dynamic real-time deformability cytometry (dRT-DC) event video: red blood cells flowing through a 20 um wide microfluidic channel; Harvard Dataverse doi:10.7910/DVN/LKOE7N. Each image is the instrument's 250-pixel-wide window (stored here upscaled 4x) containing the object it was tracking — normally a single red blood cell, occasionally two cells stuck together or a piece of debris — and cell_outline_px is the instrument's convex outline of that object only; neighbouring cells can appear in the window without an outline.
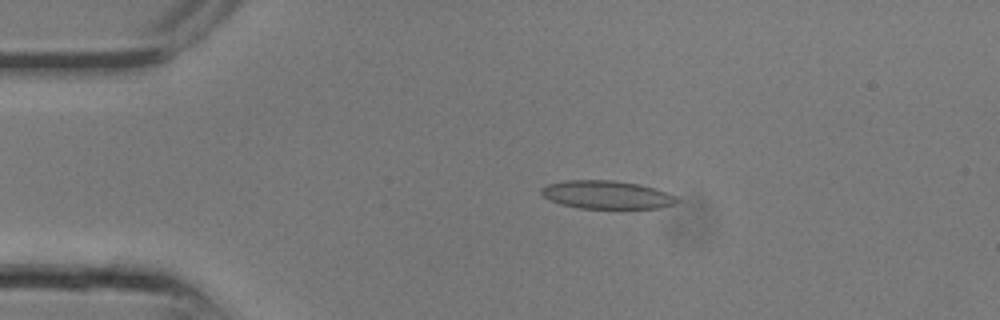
{"species": "common noctule bat (a hibernating species)", "species_latin": "Nyctalus noctula", "temperature_condition": "room temperature", "stored_images_in_passage": 15, "camera_frame_rate_fps": 3000, "um_per_image_px": 0.085, "animal": {"sex": "male", "body_mass_g": 13.3}, "frame": {"image": 1, "passage_image": 6, "time_ms": 1.667, "image_size_px": [1000, 320], "cell_outline_px": [[680, 200], [676, 204], [660, 208], [580, 208], [560, 204], [544, 196], [540, 192], [540, 188], [548, 184], [564, 180], [612, 180], [640, 184], [656, 188], [676, 196]], "centroid_in_image_um": [51.6, 16.55], "position_along_channel_um": 33.4, "area_um2": 22.37}}
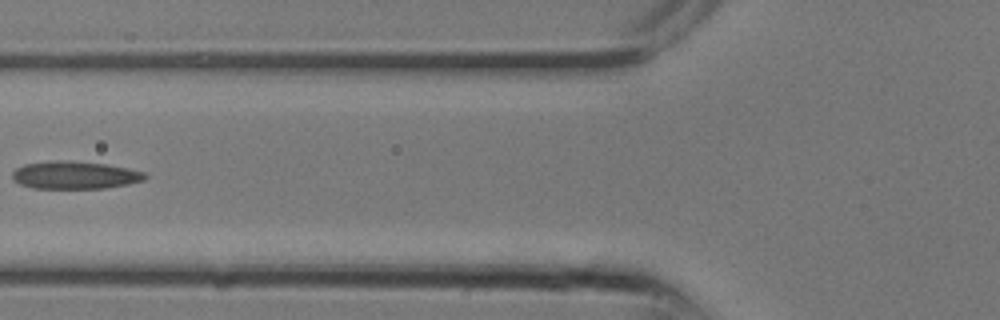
{"frame": {"image": 2, "passage_image": 11, "time_ms": 3.333, "image_size_px": [1000, 320], "cell_outline_px": [[148, 176], [144, 180], [128, 184], [104, 188], [32, 188], [20, 184], [12, 180], [12, 172], [16, 168], [24, 164], [56, 160], [64, 160], [104, 164], [128, 168], [144, 172]], "centroid_in_image_um": [6.34, 14.88], "position_along_channel_um": 119.5, "area_um2": 21.39}}
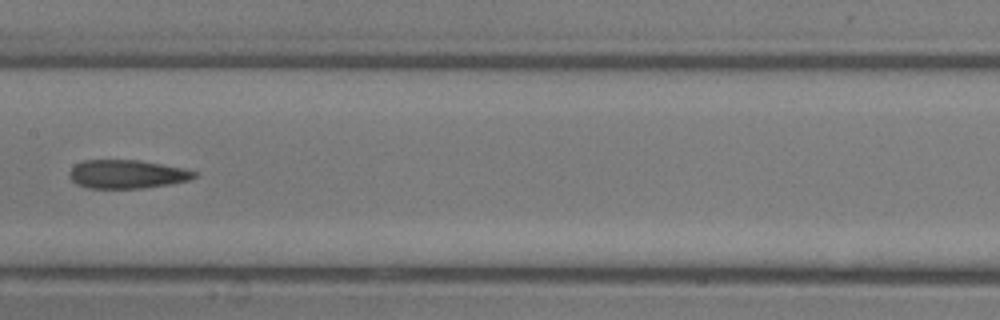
{"frame": {"image": 3, "passage_image": 14, "time_ms": 4.333, "image_size_px": [1000, 320], "cell_outline_px": [[196, 176], [188, 180], [172, 184], [140, 188], [88, 188], [76, 184], [68, 176], [68, 172], [76, 164], [84, 160], [140, 160], [180, 168], [196, 172]], "centroid_in_image_um": [10.74, 14.81], "position_along_channel_um": 196.7, "area_um2": 20.63}}